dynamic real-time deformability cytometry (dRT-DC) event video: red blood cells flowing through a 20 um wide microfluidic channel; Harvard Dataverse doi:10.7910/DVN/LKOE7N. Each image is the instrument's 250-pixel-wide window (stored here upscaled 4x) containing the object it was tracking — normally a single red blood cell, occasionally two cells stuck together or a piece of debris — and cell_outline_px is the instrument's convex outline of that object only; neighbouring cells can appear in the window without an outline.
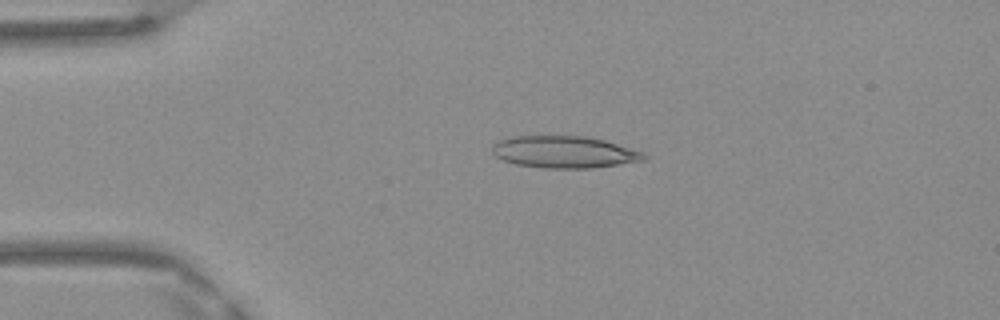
{"species": "Egyptian fruit bat (a non-hibernating species)", "species_latin": "Rousettus aegyptiacus", "temperature_condition": "warm", "stored_images_in_passage": 47, "camera_frame_rate_fps": 3000, "um_per_image_px": 0.085, "frame": {"image": 1, "passage_image": 10, "time_ms": 3.0, "image_size_px": [1000, 320], "cell_outline_px": [[648, 156], [644, 160], [620, 164], [592, 168], [544, 168], [516, 164], [504, 160], [496, 156], [492, 152], [492, 144], [496, 140], [512, 136], [584, 136], [604, 140], [644, 152]], "centroid_in_image_um": [47.94, 12.92], "position_along_channel_um": 37.1, "area_um2": 28.32}}
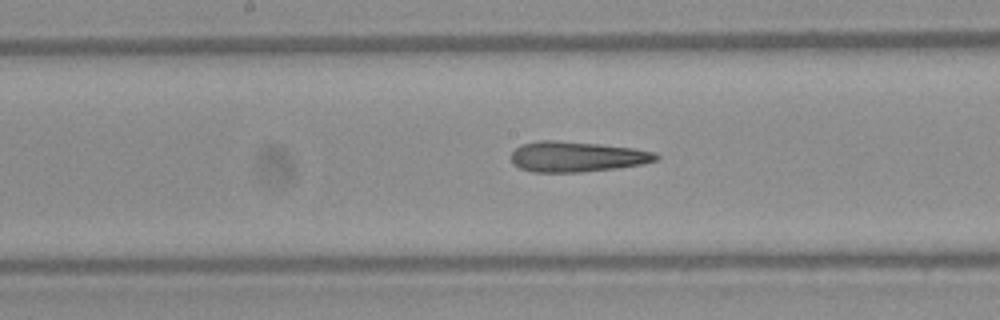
{"frame": {"image": 2, "passage_image": 24, "time_ms": 7.667, "image_size_px": [1000, 320], "cell_outline_px": [[660, 156], [656, 160], [644, 164], [616, 168], [580, 172], [532, 172], [520, 168], [512, 164], [512, 152], [516, 148], [524, 144], [540, 140], [556, 140], [600, 144], [636, 148], [656, 152]], "centroid_in_image_um": [49.06, 13.31], "position_along_channel_um": 199.1, "area_um2": 25.78}}
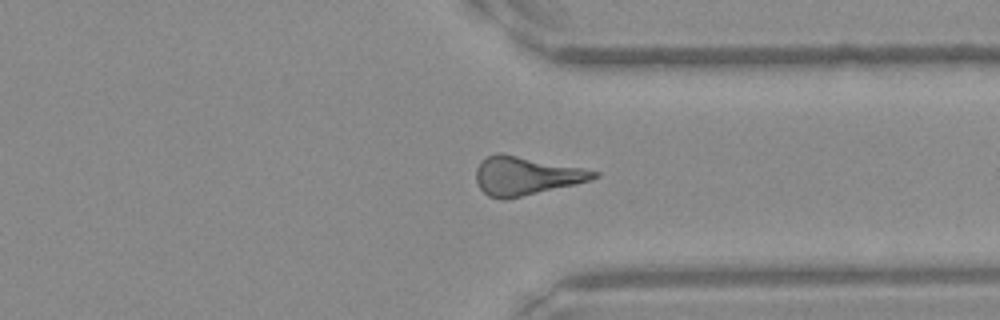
{"frame": {"image": 3, "passage_image": 36, "time_ms": 11.667, "image_size_px": [1000, 320], "cell_outline_px": [[600, 176], [588, 180], [508, 200], [500, 200], [488, 196], [480, 188], [476, 180], [476, 168], [480, 160], [488, 156], [500, 152], [584, 168], [600, 172]], "centroid_in_image_um": [44.66, 14.94], "position_along_channel_um": 366.7, "area_um2": 26.41}, "authors_computed_cell_mechanics": {"area_um2": 26.01, "velocity_mm_per_s": 4.2026, "shape_relaxation_time_tau1_ms": null, "shape_relaxation_time_tau2_ms": 6.8107, "deformation_change_tau1": null, "deformation_change_tau2": 0.2426}}